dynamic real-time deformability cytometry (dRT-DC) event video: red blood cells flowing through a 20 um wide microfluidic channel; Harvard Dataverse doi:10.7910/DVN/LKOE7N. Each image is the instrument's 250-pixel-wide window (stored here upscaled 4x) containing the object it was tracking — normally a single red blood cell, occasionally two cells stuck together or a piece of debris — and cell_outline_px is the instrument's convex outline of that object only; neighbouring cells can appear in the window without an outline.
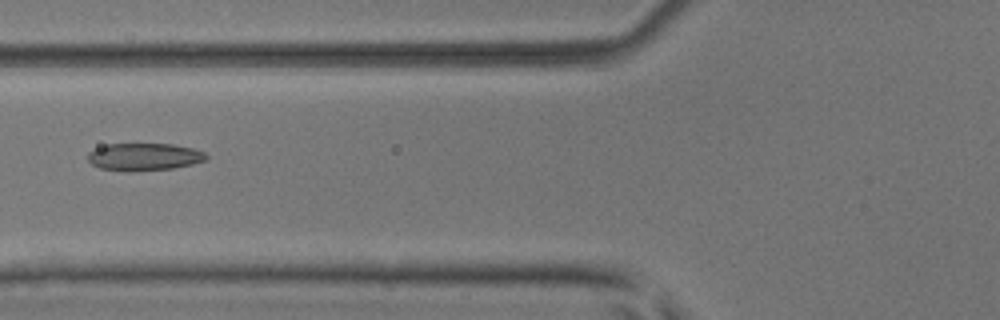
{"species": "common noctule bat (a hibernating species)", "species_latin": "Nyctalus noctula", "temperature_condition": "room temperature", "stored_images_in_passage": 17, "camera_frame_rate_fps": 3000, "um_per_image_px": 0.085, "animal": {"sex": "male", "body_mass_g": 17.9, "forearm_length_mm": 54.2}, "frame": {"image": 1, "passage_image": 13, "time_ms": 4.0, "image_size_px": [1000, 320], "cell_outline_px": [[208, 160], [192, 164], [172, 168], [132, 172], [128, 172], [100, 168], [92, 164], [88, 160], [88, 152], [96, 148], [108, 144], [172, 144], [192, 148], [204, 152], [208, 156]], "centroid_in_image_um": [12.25, 13.34], "position_along_channel_um": 113.5, "area_um2": 19.02}}
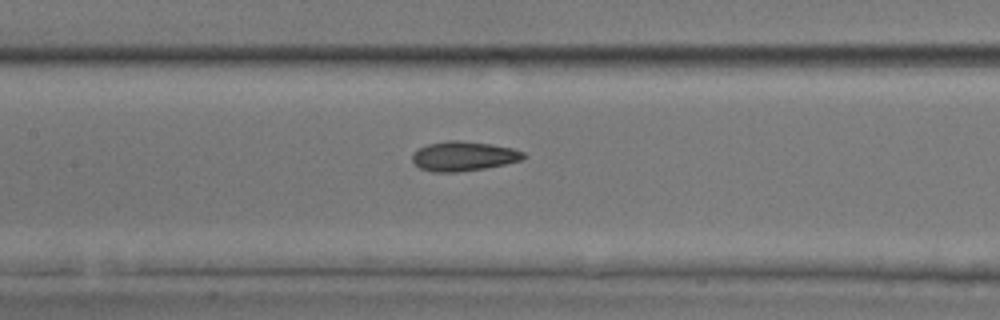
{"frame": {"image": 2, "passage_image": 17, "time_ms": 5.333, "image_size_px": [1000, 320], "cell_outline_px": [[528, 156], [520, 160], [504, 164], [484, 168], [456, 172], [432, 172], [420, 168], [412, 160], [412, 156], [420, 148], [428, 144], [448, 140], [460, 140], [492, 144], [512, 148], [524, 152]], "centroid_in_image_um": [39.42, 13.27], "position_along_channel_um": 168.0, "area_um2": 19.02}}